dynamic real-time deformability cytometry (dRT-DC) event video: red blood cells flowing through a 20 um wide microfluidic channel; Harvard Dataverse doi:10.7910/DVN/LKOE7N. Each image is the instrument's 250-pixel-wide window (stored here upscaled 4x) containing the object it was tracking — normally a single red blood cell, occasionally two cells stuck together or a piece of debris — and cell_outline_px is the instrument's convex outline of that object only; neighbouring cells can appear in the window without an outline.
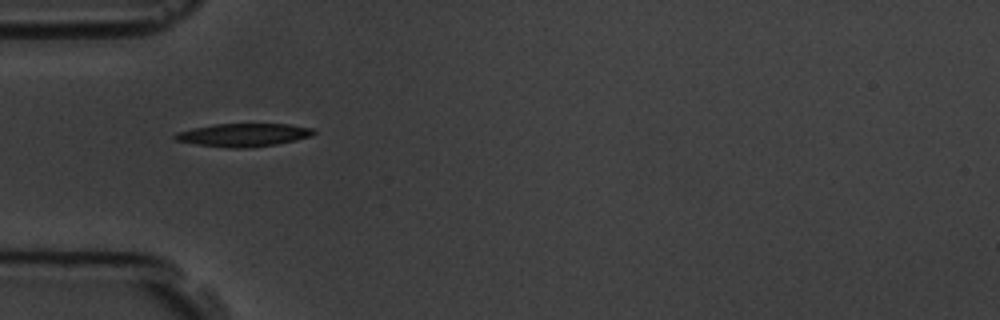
{"species": "common noctule bat (a hibernating species)", "species_latin": "Nyctalus noctula", "temperature_condition": "room temperature", "stored_images_in_passage": 1, "camera_frame_rate_fps": 3000, "um_per_image_px": 0.085, "animal": {"sex": "male", "body_mass_g": 19.5, "forearm_length_mm": 54.6}, "frame": {"image": 1, "passage_image": 1, "time_ms": 0.0, "image_size_px": [1000, 320], "cell_outline_px": [[316, 132], [312, 136], [296, 140], [276, 144], [248, 148], [228, 148], [196, 144], [176, 140], [172, 136], [176, 132], [192, 128], [216, 124], [288, 124], [312, 128]], "centroid_in_image_um": [20.69, 11.47], "position_along_channel_um": 64.3, "area_um2": 18.67}}